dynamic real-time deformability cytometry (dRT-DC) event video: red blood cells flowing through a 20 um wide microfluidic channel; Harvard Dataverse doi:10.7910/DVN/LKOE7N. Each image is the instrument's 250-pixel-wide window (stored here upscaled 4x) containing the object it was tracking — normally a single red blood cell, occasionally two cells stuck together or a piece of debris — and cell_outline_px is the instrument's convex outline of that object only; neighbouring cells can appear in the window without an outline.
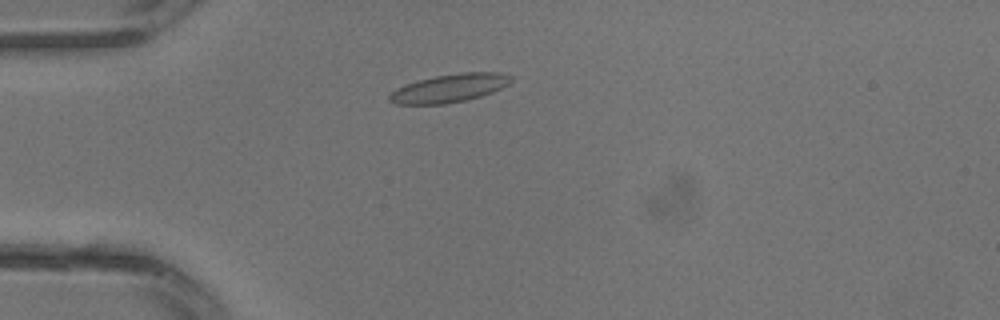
{"species": "common noctule bat (a hibernating species)", "species_latin": "Nyctalus noctula", "temperature_condition": "warm", "stored_images_in_passage": 17, "camera_frame_rate_fps": 3000, "um_per_image_px": 0.085, "animal": {"sex": "male", "body_mass_g": 13.3}, "frame": {"image": 1, "passage_image": 6, "time_ms": 1.667, "image_size_px": [1000, 320], "cell_outline_px": [[512, 80], [508, 84], [492, 92], [480, 96], [464, 100], [444, 104], [396, 104], [388, 100], [388, 96], [396, 88], [404, 84], [416, 80], [436, 76], [464, 72], [500, 72], [512, 76]], "centroid_in_image_um": [38.17, 7.48], "position_along_channel_um": 46.8, "area_um2": 19.94}}
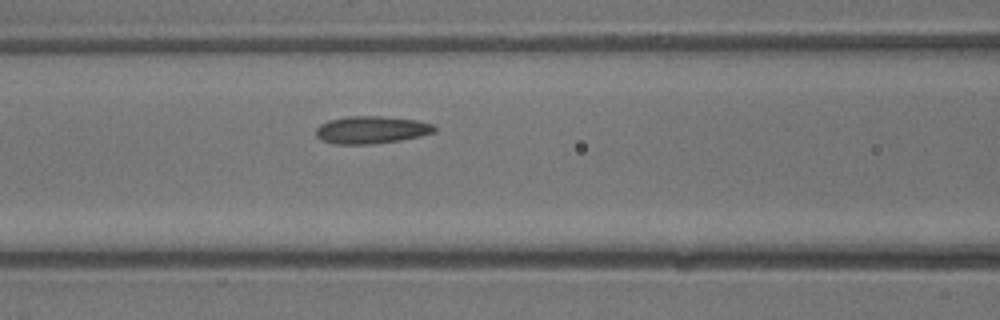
{"frame": {"image": 2, "passage_image": 11, "time_ms": 3.333, "image_size_px": [1000, 320], "cell_outline_px": [[436, 132], [420, 136], [400, 140], [368, 144], [332, 144], [320, 140], [316, 136], [316, 128], [320, 124], [328, 120], [348, 116], [384, 116], [416, 120], [432, 124], [436, 128]], "centroid_in_image_um": [31.53, 11.03], "position_along_channel_um": 135.1, "area_um2": 19.07}}
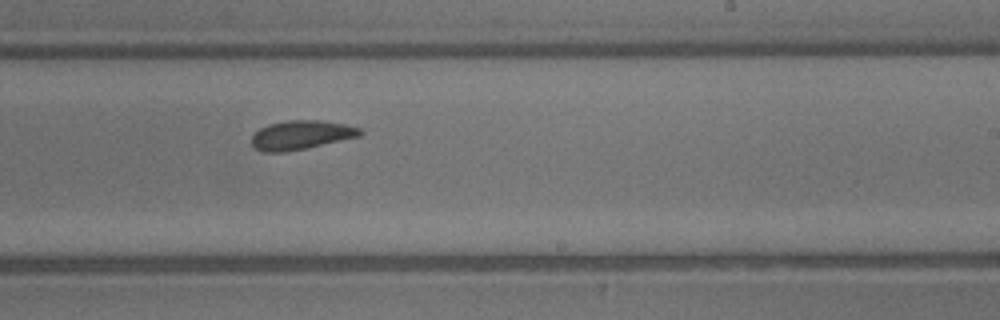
{"frame": {"image": 3, "passage_image": 17, "time_ms": 5.333, "image_size_px": [1000, 320], "cell_outline_px": [[364, 132], [360, 136], [308, 148], [284, 152], [264, 152], [256, 148], [252, 144], [252, 136], [260, 128], [268, 124], [288, 120], [320, 120], [344, 124], [360, 128]], "centroid_in_image_um": [25.61, 11.47], "position_along_channel_um": 263.4, "area_um2": 18.32}}